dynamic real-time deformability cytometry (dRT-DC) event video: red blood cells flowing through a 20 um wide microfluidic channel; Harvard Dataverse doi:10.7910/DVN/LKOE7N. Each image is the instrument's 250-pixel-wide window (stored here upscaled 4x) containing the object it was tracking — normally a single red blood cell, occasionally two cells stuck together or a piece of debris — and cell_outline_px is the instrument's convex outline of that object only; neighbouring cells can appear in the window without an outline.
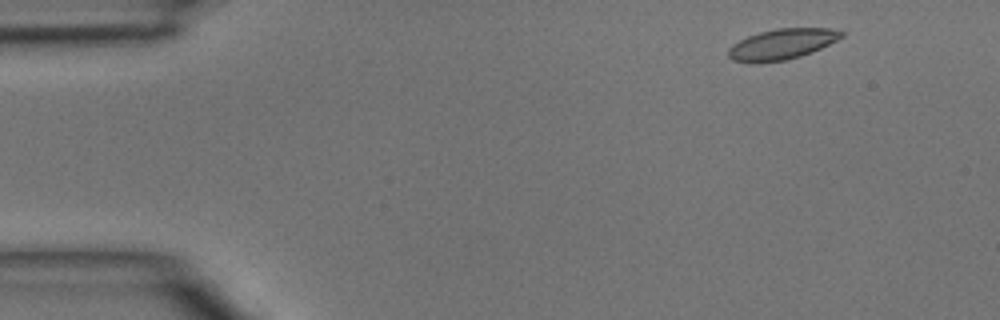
{"species": "common noctule bat (a hibernating species)", "species_latin": "Nyctalus noctula", "temperature_condition": "room temperature", "stored_images_in_passage": 42, "camera_frame_rate_fps": 3000, "um_per_image_px": 0.085, "animal": {"sex": "male", "body_mass_g": 15.6}, "frame": {"image": 1, "passage_image": 1, "time_ms": 0.0, "image_size_px": [1000, 320], "cell_outline_px": [[844, 36], [812, 52], [800, 56], [784, 60], [732, 60], [728, 56], [728, 48], [732, 44], [748, 36], [760, 32], [776, 28], [828, 28], [844, 32]], "centroid_in_image_um": [66.5, 3.71], "position_along_channel_um": 18.5, "area_um2": 19.42}}
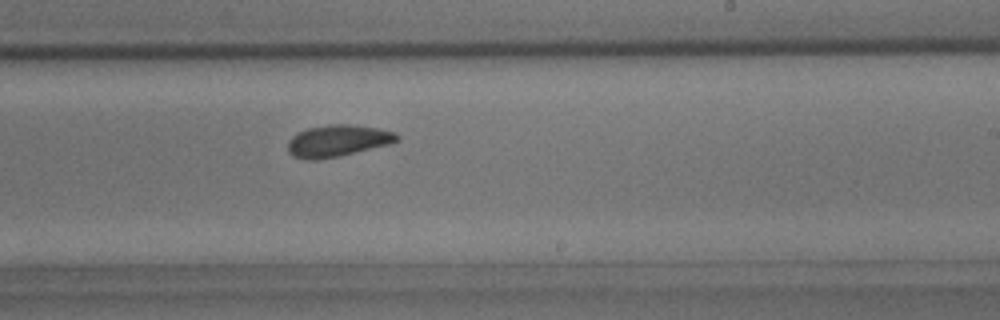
{"frame": {"image": 2, "passage_image": 24, "time_ms": 7.667, "image_size_px": [1000, 320], "cell_outline_px": [[400, 140], [388, 144], [336, 156], [316, 160], [308, 160], [292, 156], [288, 152], [288, 140], [296, 132], [308, 128], [332, 124], [348, 124], [376, 128], [396, 132], [400, 136]], "centroid_in_image_um": [28.67, 11.96], "position_along_channel_um": 260.3, "area_um2": 20.0}}
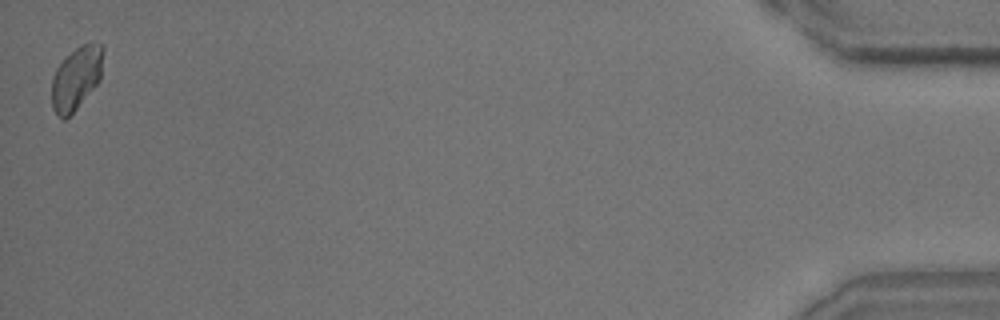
{"frame": {"image": 3, "passage_image": 42, "time_ms": 13.667, "image_size_px": [1000, 320], "cell_outline_px": [[104, 48], [100, 80], [76, 108], [64, 120], [56, 116], [52, 108], [52, 76], [56, 68], [80, 44], [104, 44]], "centroid_in_image_um": [6.47, 6.65], "position_along_channel_um": 428.7, "area_um2": 18.67}}